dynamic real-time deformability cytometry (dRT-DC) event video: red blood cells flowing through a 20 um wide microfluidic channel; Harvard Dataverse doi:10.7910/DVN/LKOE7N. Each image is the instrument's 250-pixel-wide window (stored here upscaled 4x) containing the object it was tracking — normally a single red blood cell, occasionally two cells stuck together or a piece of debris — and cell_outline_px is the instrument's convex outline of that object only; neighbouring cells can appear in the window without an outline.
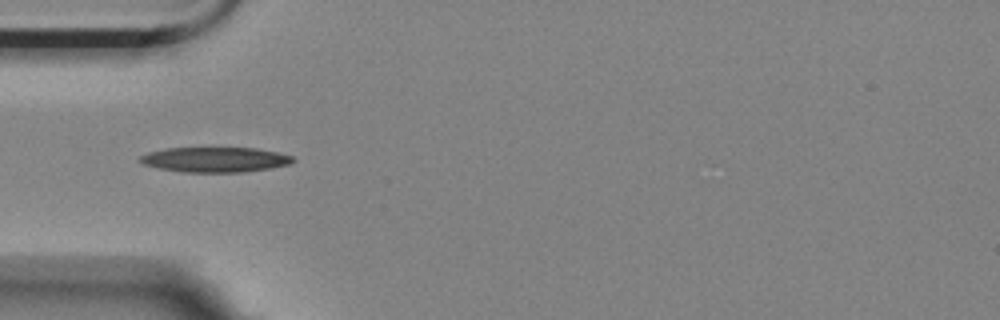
{"species": "Egyptian fruit bat (a non-hibernating species)", "species_latin": "Rousettus aegyptiacus", "temperature_condition": "room temperature", "stored_images_in_passage": 4, "camera_frame_rate_fps": 3000, "um_per_image_px": 0.085, "animal": {"sex": "female"}, "frame": {"image": 1, "passage_image": 4, "time_ms": 1.0, "image_size_px": [1000, 320], "cell_outline_px": [[296, 160], [288, 164], [272, 168], [240, 172], [184, 172], [160, 168], [144, 164], [136, 160], [140, 156], [148, 152], [164, 148], [256, 148], [276, 152], [292, 156]], "centroid_in_image_um": [18.25, 13.56], "position_along_channel_um": 66.7, "area_um2": 22.25}}